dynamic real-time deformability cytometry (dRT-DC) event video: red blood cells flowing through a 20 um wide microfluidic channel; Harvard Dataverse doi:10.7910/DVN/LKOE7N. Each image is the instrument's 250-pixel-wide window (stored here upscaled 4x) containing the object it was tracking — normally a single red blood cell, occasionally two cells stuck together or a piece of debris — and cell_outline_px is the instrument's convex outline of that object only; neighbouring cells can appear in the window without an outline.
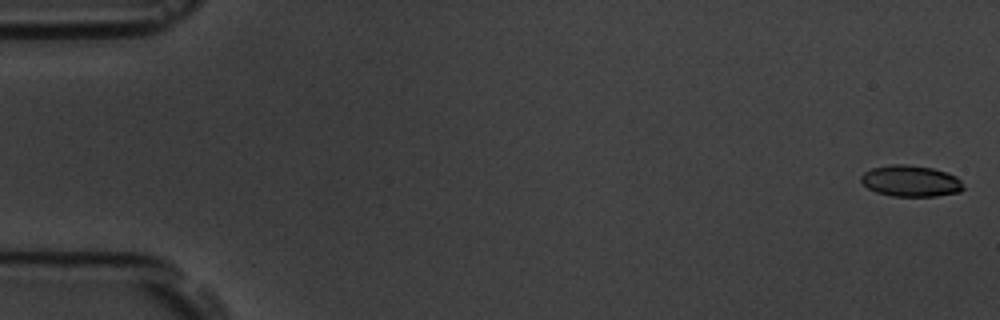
{"species": "common noctule bat (a hibernating species)", "species_latin": "Nyctalus noctula", "temperature_condition": "room temperature", "stored_images_in_passage": 6, "camera_frame_rate_fps": 3000, "um_per_image_px": 0.085, "animal": {"sex": "male", "body_mass_g": 19.5, "forearm_length_mm": 54.6}, "frame": {"image": 1, "passage_image": 1, "time_ms": 0.0, "image_size_px": [1000, 320], "cell_outline_px": [[964, 188], [960, 192], [936, 196], [892, 196], [876, 192], [868, 188], [860, 180], [860, 176], [864, 172], [872, 168], [892, 164], [908, 164], [932, 168], [948, 172], [956, 176], [960, 180]], "centroid_in_image_um": [77.41, 15.38], "position_along_channel_um": 7.6, "area_um2": 18.73}}
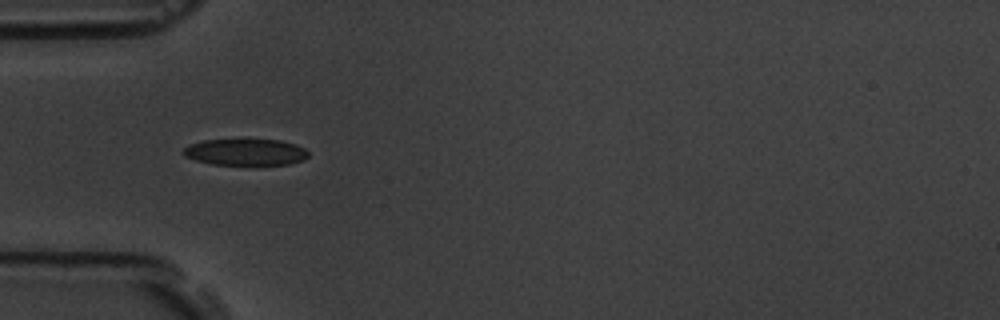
{"frame": {"image": 2, "passage_image": 5, "time_ms": 5.667, "image_size_px": [1000, 320], "cell_outline_px": [[308, 156], [304, 160], [288, 164], [212, 164], [196, 160], [184, 156], [180, 152], [188, 144], [204, 140], [248, 136], [280, 140], [296, 144], [304, 148], [308, 152]], "centroid_in_image_um": [20.84, 12.86], "position_along_channel_um": 64.2, "area_um2": 20.29}}
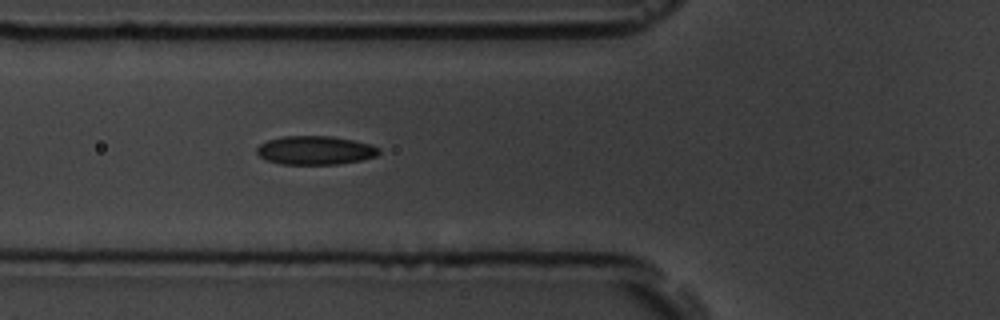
{"frame": {"image": 3, "passage_image": 6, "time_ms": 6.667, "image_size_px": [1000, 320], "cell_outline_px": [[380, 152], [376, 156], [360, 160], [336, 164], [280, 164], [264, 160], [256, 152], [256, 148], [260, 144], [268, 140], [284, 136], [332, 136], [372, 144], [380, 148]], "centroid_in_image_um": [26.78, 12.77], "position_along_channel_um": 99.0, "area_um2": 20.46}}